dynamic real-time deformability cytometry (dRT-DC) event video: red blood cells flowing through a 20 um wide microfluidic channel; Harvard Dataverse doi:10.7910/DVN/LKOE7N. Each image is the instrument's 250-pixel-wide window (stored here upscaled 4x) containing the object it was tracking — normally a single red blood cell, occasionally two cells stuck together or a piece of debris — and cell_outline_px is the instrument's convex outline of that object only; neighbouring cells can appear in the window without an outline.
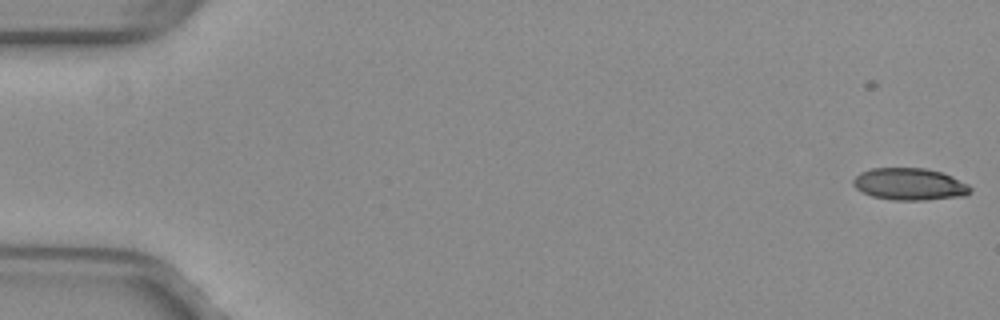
{"species": "common noctule bat (a hibernating species)", "species_latin": "Nyctalus noctula", "temperature_condition": "warm", "stored_images_in_passage": 52, "camera_frame_rate_fps": 3000, "um_per_image_px": 0.085, "animal": {"sex": "female", "body_mass_g": 29.2, "forearm_length_mm": 56.3}, "frame": {"image": 1, "passage_image": 1, "time_ms": 0.0, "image_size_px": [1000, 320], "cell_outline_px": [[972, 188], [964, 196], [924, 200], [892, 200], [872, 196], [856, 188], [852, 184], [852, 180], [860, 172], [872, 168], [924, 168], [940, 172], [952, 176], [968, 184]], "centroid_in_image_um": [77.3, 15.65], "position_along_channel_um": 7.7, "area_um2": 21.79}}
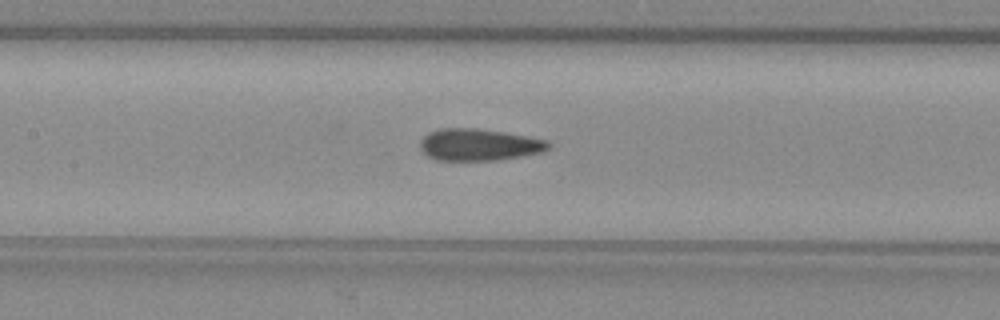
{"frame": {"image": 2, "passage_image": 25, "time_ms": 8.0, "image_size_px": [1000, 320], "cell_outline_px": [[552, 144], [548, 148], [540, 152], [520, 156], [496, 160], [436, 160], [428, 156], [420, 148], [420, 140], [428, 132], [440, 128], [476, 128], [504, 132], [528, 136], [548, 140]], "centroid_in_image_um": [40.7, 12.29], "position_along_channel_um": 166.7, "area_um2": 23.81}}
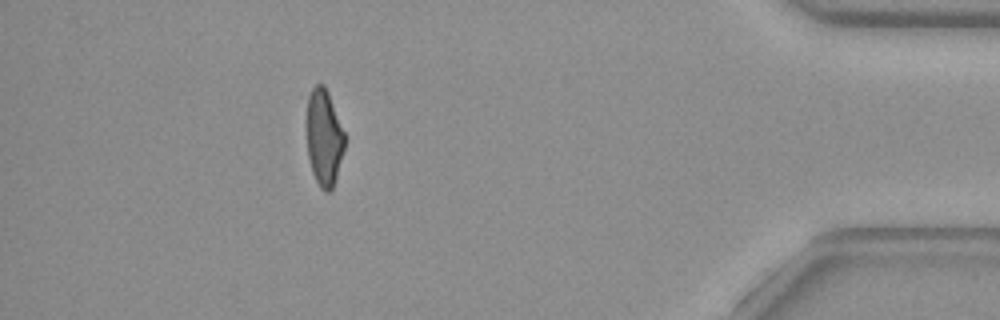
{"frame": {"image": 3, "passage_image": 47, "time_ms": 15.333, "image_size_px": [1000, 320], "cell_outline_px": [[344, 148], [336, 180], [332, 188], [328, 192], [324, 192], [320, 188], [312, 172], [308, 156], [304, 128], [308, 96], [312, 88], [316, 84], [324, 84], [328, 92], [344, 132]], "centroid_in_image_um": [27.49, 11.68], "position_along_channel_um": 407.7, "area_um2": 21.85}, "authors_computed_cell_mechanics": {"area_um2": 23.4957, "velocity_mm_per_s": 4.0101, "shape_relaxation_time_tau1_ms": null, "shape_relaxation_time_tau2_ms": 1.6169, "deformation_change_tau1": null, "deformation_change_tau2": 0.0856}}